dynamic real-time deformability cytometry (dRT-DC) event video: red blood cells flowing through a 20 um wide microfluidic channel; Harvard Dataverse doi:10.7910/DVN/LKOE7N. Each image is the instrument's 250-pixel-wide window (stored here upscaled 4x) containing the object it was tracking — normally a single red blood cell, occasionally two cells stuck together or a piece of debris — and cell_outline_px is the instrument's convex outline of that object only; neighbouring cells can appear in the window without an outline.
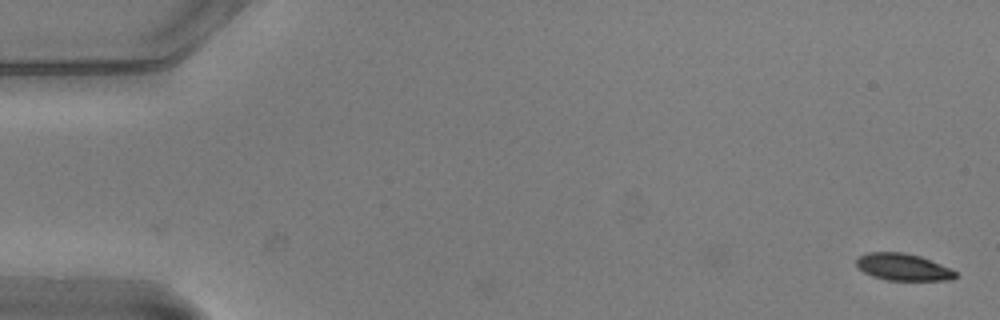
{"species": "common noctule bat (a hibernating species)", "species_latin": "Nyctalus noctula", "temperature_condition": "warm", "stored_images_in_passage": 47, "camera_frame_rate_fps": 3000, "um_per_image_px": 0.085, "animal": {"sex": "male", "body_mass_g": 20.5, "forearm_length_mm": 52.5}, "frame": {"image": 1, "passage_image": 1, "time_ms": 0.0, "image_size_px": [1000, 320], "cell_outline_px": [[956, 276], [952, 280], [888, 280], [872, 276], [864, 272], [856, 264], [856, 260], [860, 256], [868, 252], [904, 252], [920, 256], [952, 268], [956, 272]], "centroid_in_image_um": [76.79, 22.69], "position_along_channel_um": 8.2, "area_um2": 15.55}}
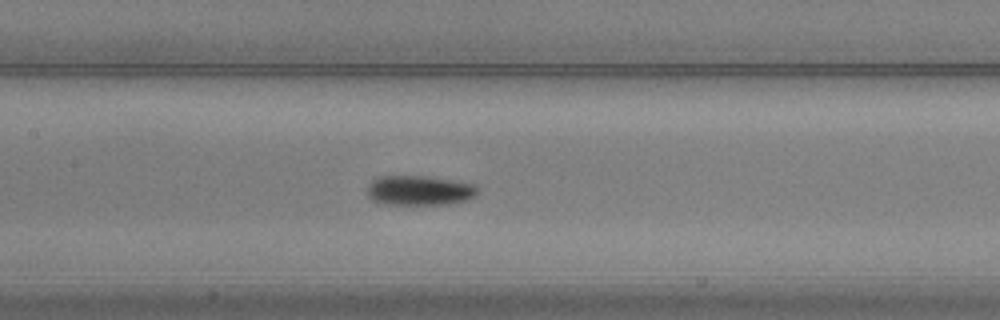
{"frame": {"image": 2, "passage_image": 26, "time_ms": 8.333, "image_size_px": [1000, 320], "cell_outline_px": [[480, 188], [476, 196], [468, 200], [448, 204], [384, 204], [372, 200], [368, 196], [368, 188], [372, 180], [380, 176], [428, 176], [456, 180], [476, 184]], "centroid_in_image_um": [35.72, 16.18], "position_along_channel_um": 171.7, "area_um2": 19.42}}
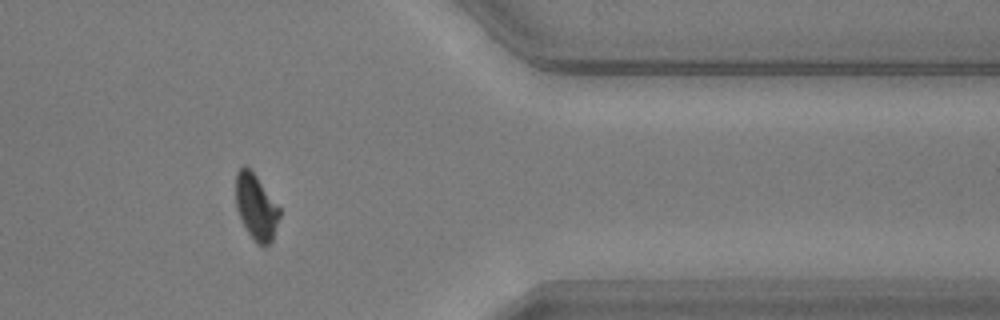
{"frame": {"image": 3, "passage_image": 45, "time_ms": 14.667, "image_size_px": [1000, 320], "cell_outline_px": [[280, 216], [272, 240], [264, 248], [248, 232], [236, 208], [236, 172], [244, 164], [256, 176], [280, 208]], "centroid_in_image_um": [21.77, 17.58], "position_along_channel_um": 389.6, "area_um2": 16.36}, "authors_computed_cell_mechanics": {"area_um2": 17.4556, "velocity_mm_per_s": 3.7246, "shape_relaxation_time_tau1_ms": 2.0893, "shape_relaxation_time_tau2_ms": null, "deformation_change_tau1": 0.1307, "deformation_change_tau2": null}}